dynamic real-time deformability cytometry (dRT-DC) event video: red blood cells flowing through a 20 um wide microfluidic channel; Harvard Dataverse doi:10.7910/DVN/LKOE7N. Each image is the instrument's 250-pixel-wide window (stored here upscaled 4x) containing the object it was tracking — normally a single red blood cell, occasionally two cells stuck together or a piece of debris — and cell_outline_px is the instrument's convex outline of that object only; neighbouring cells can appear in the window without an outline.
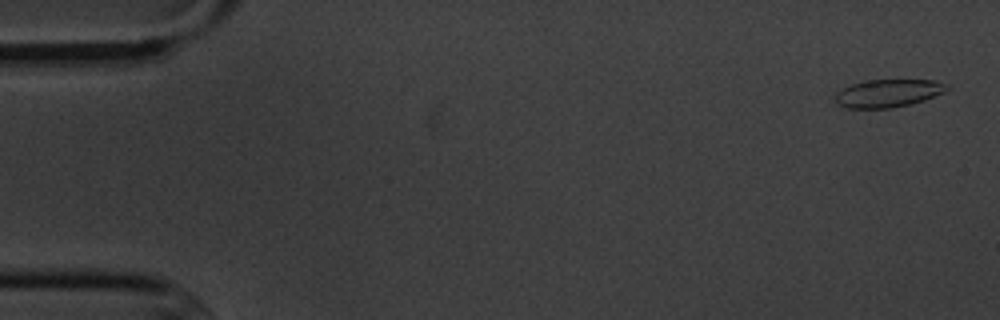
{"species": "common noctule bat (a hibernating species)", "species_latin": "Nyctalus noctula", "temperature_condition": "cold", "stored_images_in_passage": 3, "camera_frame_rate_fps": 3000, "um_per_image_px": 0.085, "animal": {"sex": "male", "body_mass_g": 20.1, "forearm_length_mm": 53.5}, "frame": {"image": 1, "passage_image": 1, "time_ms": 0.0, "image_size_px": [1000, 320], "cell_outline_px": [[948, 88], [944, 92], [924, 100], [892, 108], [848, 108], [836, 104], [836, 92], [852, 84], [868, 80], [936, 80], [948, 84]], "centroid_in_image_um": [75.49, 7.92], "position_along_channel_um": 9.5, "area_um2": 17.98}}